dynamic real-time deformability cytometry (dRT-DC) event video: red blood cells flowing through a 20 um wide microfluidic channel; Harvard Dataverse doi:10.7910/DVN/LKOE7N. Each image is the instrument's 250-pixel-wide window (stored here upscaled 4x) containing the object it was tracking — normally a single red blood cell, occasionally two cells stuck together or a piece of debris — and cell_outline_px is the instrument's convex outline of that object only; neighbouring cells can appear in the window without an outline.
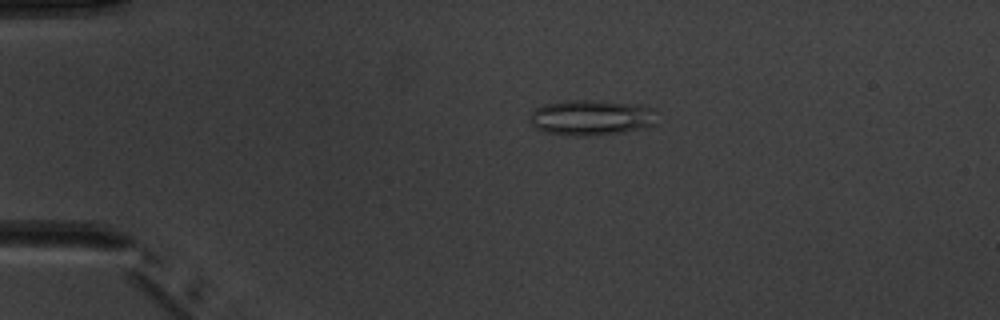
{"species": "common noctule bat (a hibernating species)", "species_latin": "Nyctalus noctula", "temperature_condition": "warm", "stored_images_in_passage": 6, "camera_frame_rate_fps": 3000, "um_per_image_px": 0.085, "animal": {"sex": "male", "body_mass_g": 20.1, "forearm_length_mm": 53.5}, "frame": {"image": 1, "passage_image": 3, "time_ms": 3.667, "image_size_px": [1000, 320], "cell_outline_px": [[656, 124], [644, 128], [624, 132], [596, 136], [572, 136], [544, 132], [536, 128], [532, 124], [528, 116], [532, 108], [544, 104], [572, 100], [588, 100], [640, 104], [656, 108]], "centroid_in_image_um": [50.27, 10.0], "position_along_channel_um": 34.7, "area_um2": 26.93}}
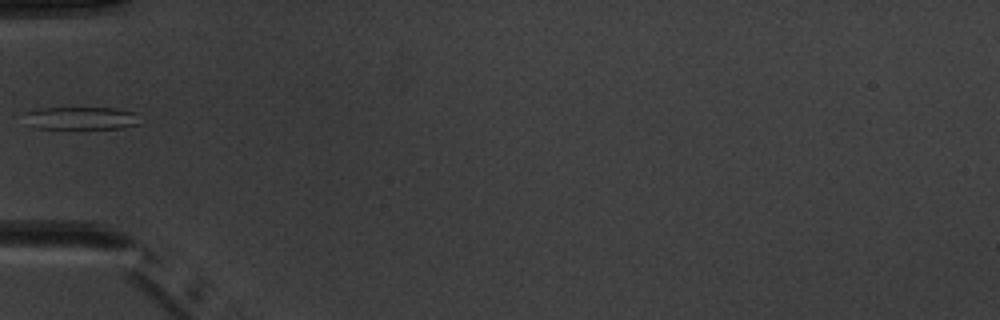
{"frame": {"image": 2, "passage_image": 5, "time_ms": 6.0, "image_size_px": [1000, 320], "cell_outline_px": [[140, 124], [120, 128], [32, 128], [24, 112], [36, 108], [116, 108], [136, 112]], "centroid_in_image_um": [6.92, 10.03], "position_along_channel_um": 78.1, "area_um2": 15.26}}
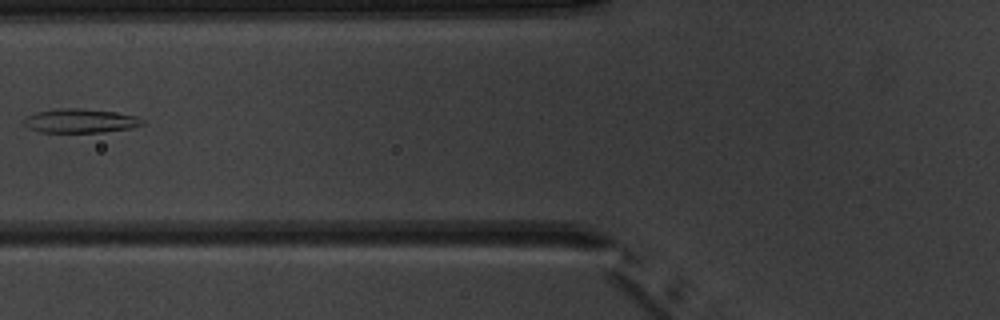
{"frame": {"image": 3, "passage_image": 6, "time_ms": 7.0, "image_size_px": [1000, 320], "cell_outline_px": [[144, 124], [132, 128], [104, 132], [40, 132], [28, 128], [24, 124], [24, 120], [28, 116], [36, 112], [60, 108], [80, 108], [116, 112], [136, 116], [144, 120]], "centroid_in_image_um": [6.85, 10.27], "position_along_channel_um": 118.9, "area_um2": 16.59}}